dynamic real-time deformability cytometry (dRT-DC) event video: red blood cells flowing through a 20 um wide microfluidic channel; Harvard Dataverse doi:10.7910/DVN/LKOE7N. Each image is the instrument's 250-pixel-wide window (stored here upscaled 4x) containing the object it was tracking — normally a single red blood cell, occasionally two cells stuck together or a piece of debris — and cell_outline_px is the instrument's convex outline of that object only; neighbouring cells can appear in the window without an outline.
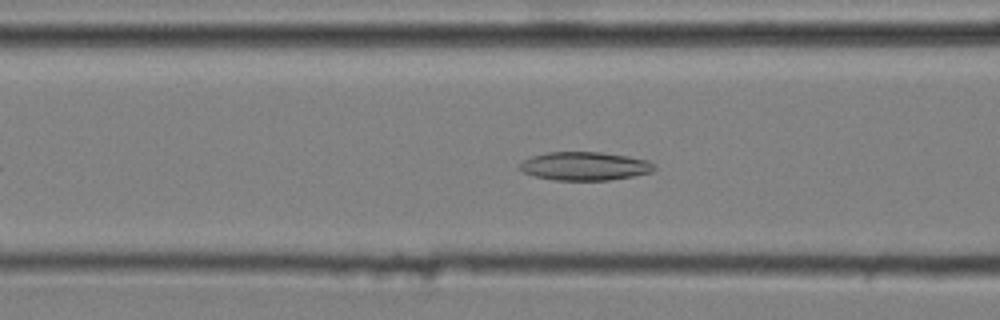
{"species": "common noctule bat (a hibernating species)", "species_latin": "Nyctalus noctula", "temperature_condition": "cold", "stored_images_in_passage": 42, "camera_frame_rate_fps": 3000, "um_per_image_px": 0.085, "animal": {"sex": "male", "body_mass_g": 20.4}, "frame": {"image": 1, "passage_image": 14, "time_ms": 4.333, "image_size_px": [1000, 320], "cell_outline_px": [[656, 168], [652, 172], [632, 176], [608, 180], [552, 180], [520, 172], [516, 168], [524, 160], [532, 156], [548, 152], [600, 152], [628, 156], [648, 160]], "centroid_in_image_um": [49.66, 14.12], "position_along_channel_um": 116.9, "area_um2": 22.37}}
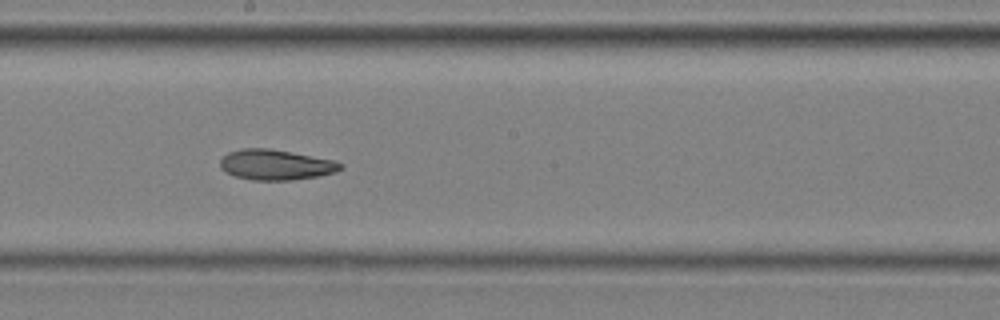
{"frame": {"image": 2, "passage_image": 23, "time_ms": 7.333, "image_size_px": [1000, 320], "cell_outline_px": [[344, 168], [336, 172], [316, 176], [292, 180], [252, 180], [236, 176], [224, 172], [220, 168], [220, 160], [228, 152], [240, 148], [268, 148], [292, 152], [336, 160], [344, 164]], "centroid_in_image_um": [23.45, 14.0], "position_along_channel_um": 224.7, "area_um2": 21.5}}
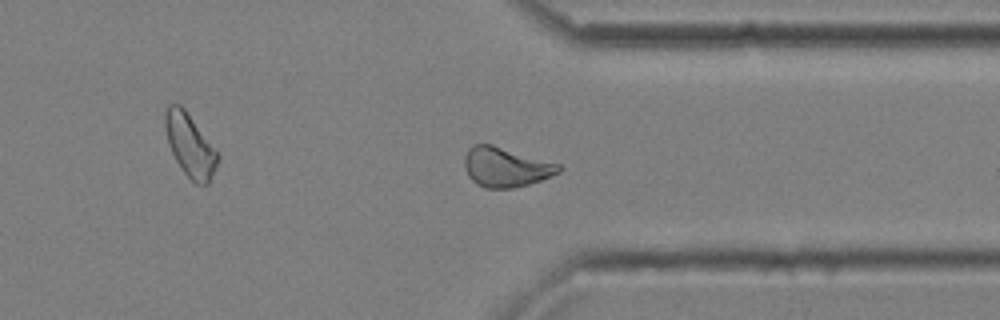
{"frame": {"image": 3, "passage_image": 35, "time_ms": 11.333, "image_size_px": [1000, 320], "cell_outline_px": [[564, 168], [560, 172], [552, 176], [528, 184], [512, 188], [484, 188], [476, 184], [468, 176], [464, 164], [464, 156], [468, 148], [472, 144], [492, 144], [560, 164]], "centroid_in_image_um": [42.98, 14.2], "position_along_channel_um": 368.4, "area_um2": 21.91}, "authors_computed_cell_mechanics": {"area_um2": 21.6172, "velocity_mm_per_s": 3.6032, "shape_relaxation_time_tau1_ms": null, "shape_relaxation_time_tau2_ms": 7.0669, "deformation_change_tau1": null, "deformation_change_tau2": 0.1405}}